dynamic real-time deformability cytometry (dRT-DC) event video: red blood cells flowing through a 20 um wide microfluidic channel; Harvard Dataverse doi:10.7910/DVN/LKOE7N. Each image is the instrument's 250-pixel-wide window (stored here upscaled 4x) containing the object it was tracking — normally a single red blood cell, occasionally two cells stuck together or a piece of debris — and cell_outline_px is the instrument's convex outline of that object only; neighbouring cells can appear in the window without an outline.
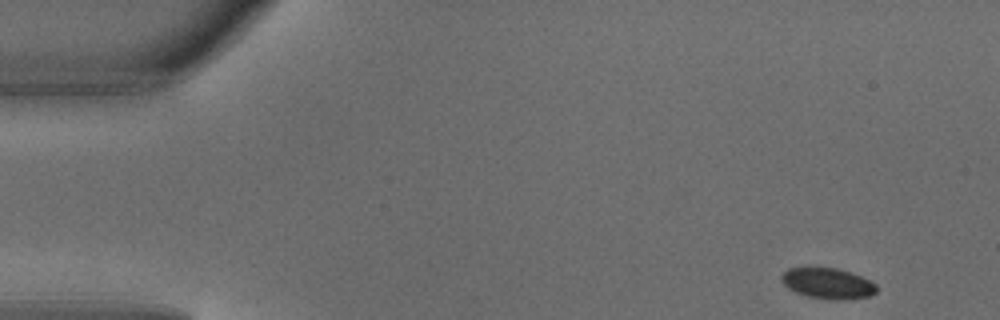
{"species": "common noctule bat (a hibernating species)", "species_latin": "Nyctalus noctula", "temperature_condition": "warm", "stored_images_in_passage": 4, "camera_frame_rate_fps": 3000, "um_per_image_px": 0.085, "animal": {"sex": "male", "body_mass_g": 18.8}, "frame": {"image": 1, "passage_image": 1, "time_ms": 0.0, "image_size_px": [1000, 320], "cell_outline_px": [[876, 292], [872, 296], [840, 300], [832, 300], [808, 296], [796, 292], [788, 288], [780, 280], [780, 276], [788, 268], [836, 268], [860, 276], [876, 284]], "centroid_in_image_um": [70.35, 24.1], "position_along_channel_um": 14.7, "area_um2": 16.88}}